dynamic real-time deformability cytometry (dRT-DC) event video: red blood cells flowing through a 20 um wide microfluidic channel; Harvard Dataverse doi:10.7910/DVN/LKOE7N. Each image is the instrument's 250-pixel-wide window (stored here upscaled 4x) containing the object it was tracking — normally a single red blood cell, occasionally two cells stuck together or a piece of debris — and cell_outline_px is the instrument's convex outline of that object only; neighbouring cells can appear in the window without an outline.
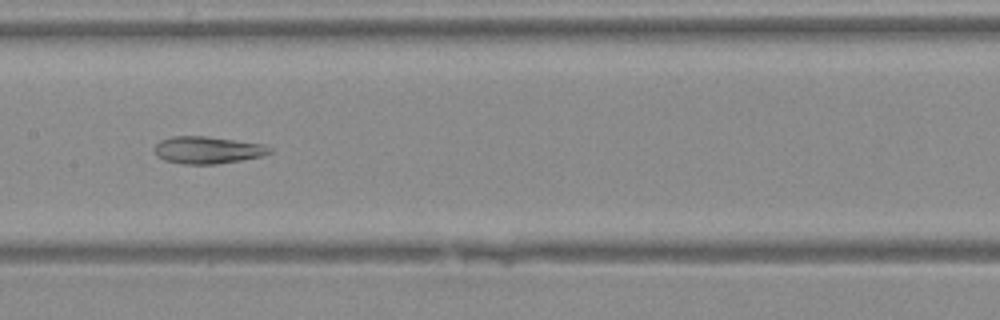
{"species": "Egyptian fruit bat (a non-hibernating species)", "species_latin": "Rousettus aegyptiacus", "temperature_condition": "warm", "stored_images_in_passage": 36, "camera_frame_rate_fps": 3000, "um_per_image_px": 0.085, "animal": {"sex": "female"}, "frame": {"image": 1, "passage_image": 16, "time_ms": 5.0, "image_size_px": [1000, 320], "cell_outline_px": [[272, 152], [264, 156], [216, 164], [184, 164], [164, 160], [156, 156], [152, 148], [160, 140], [172, 136], [208, 136], [264, 144], [272, 148]], "centroid_in_image_um": [17.63, 12.75], "position_along_channel_um": 189.8, "area_um2": 18.5}}
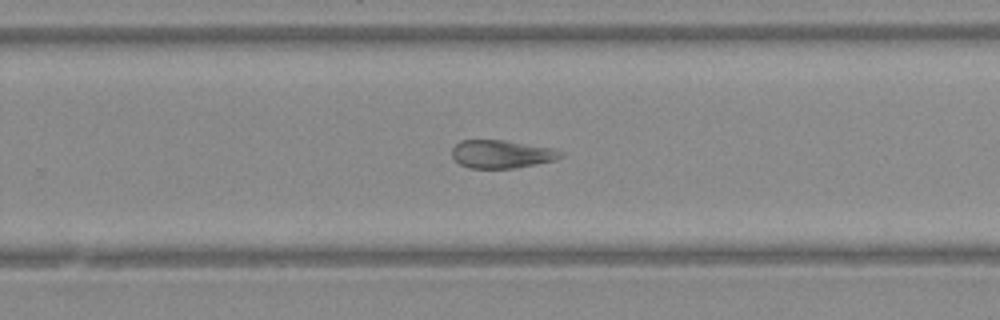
{"frame": {"image": 2, "passage_image": 22, "time_ms": 7.0, "image_size_px": [1000, 320], "cell_outline_px": [[564, 156], [552, 160], [536, 164], [512, 168], [468, 168], [460, 164], [452, 156], [452, 148], [460, 140], [504, 140], [552, 148], [564, 152]], "centroid_in_image_um": [42.62, 13.09], "position_along_channel_um": 287.2, "area_um2": 17.69}}
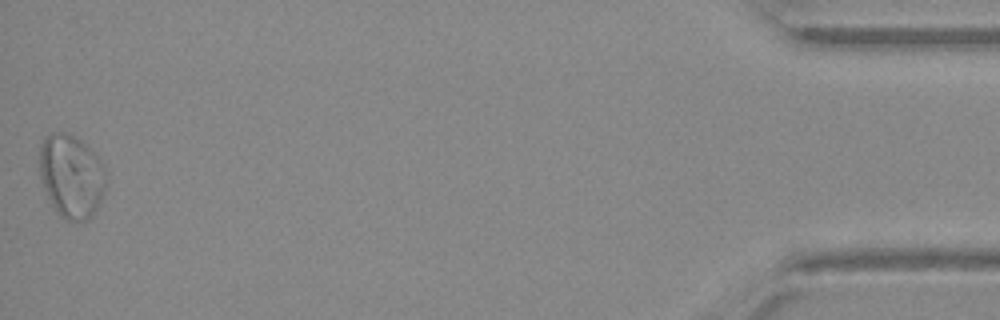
{"frame": {"image": 3, "passage_image": 36, "time_ms": 11.667, "image_size_px": [1000, 320], "cell_outline_px": [[104, 192], [92, 216], [88, 220], [68, 220], [60, 216], [52, 204], [44, 188], [40, 176], [40, 144], [44, 136], [52, 132], [64, 132], [80, 140], [96, 156], [104, 168]], "centroid_in_image_um": [6.03, 14.96], "position_along_channel_um": 429.2, "area_um2": 31.67}}